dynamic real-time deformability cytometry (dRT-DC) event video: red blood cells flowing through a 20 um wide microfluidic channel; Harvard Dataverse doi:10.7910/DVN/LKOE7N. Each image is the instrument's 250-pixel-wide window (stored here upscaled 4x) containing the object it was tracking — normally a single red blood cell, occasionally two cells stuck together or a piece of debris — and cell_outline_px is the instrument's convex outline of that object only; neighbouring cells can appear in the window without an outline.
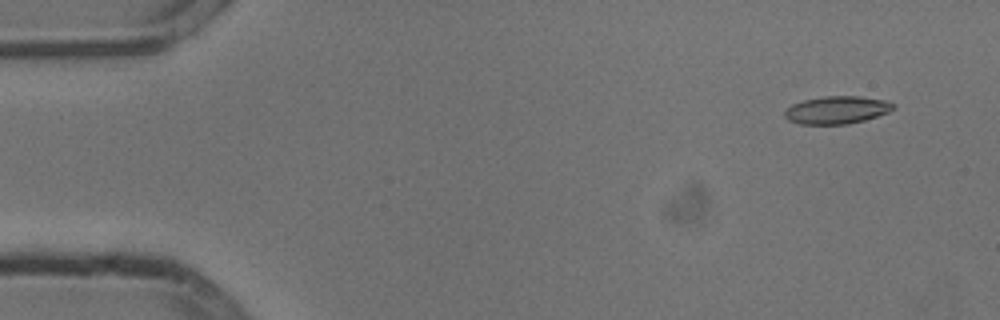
{"species": "common noctule bat (a hibernating species)", "species_latin": "Nyctalus noctula", "temperature_condition": "cold", "stored_images_in_passage": 54, "camera_frame_rate_fps": 3000, "um_per_image_px": 0.085, "animal": {"sex": "male", "body_mass_g": 13.3}, "frame": {"image": 1, "passage_image": 4, "time_ms": 1.0, "image_size_px": [1000, 320], "cell_outline_px": [[896, 108], [888, 112], [864, 120], [848, 124], [800, 124], [788, 120], [784, 116], [784, 112], [792, 104], [804, 100], [824, 96], [860, 96], [884, 100], [892, 104]], "centroid_in_image_um": [71.11, 9.35], "position_along_channel_um": 13.9, "area_um2": 17.4}}
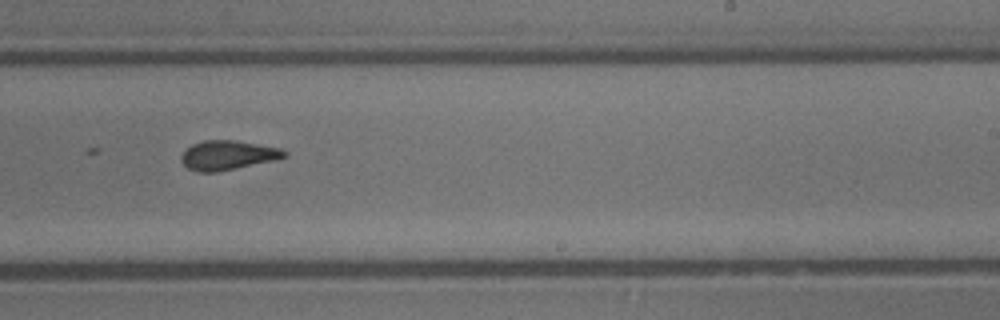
{"frame": {"image": 2, "passage_image": 33, "time_ms": 10.667, "image_size_px": [1000, 320], "cell_outline_px": [[288, 156], [272, 160], [216, 172], [196, 172], [188, 168], [180, 160], [180, 156], [192, 144], [204, 140], [236, 140], [284, 148], [288, 152]], "centroid_in_image_um": [19.38, 13.18], "position_along_channel_um": 269.6, "area_um2": 17.63}}
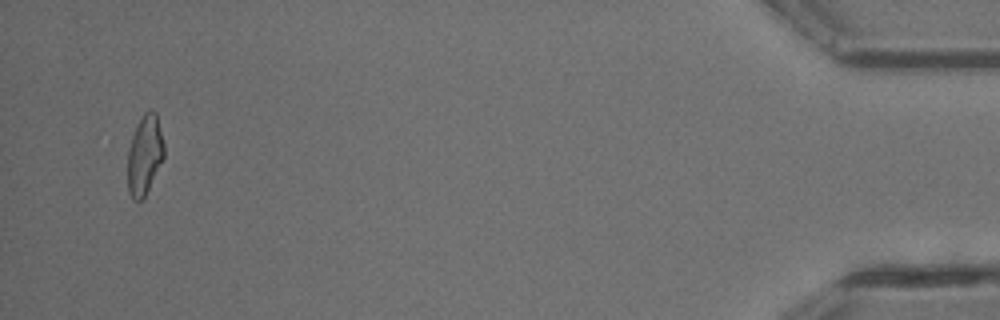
{"frame": {"image": 3, "passage_image": 52, "time_ms": 17.0, "image_size_px": [1000, 320], "cell_outline_px": [[164, 156], [144, 196], [140, 200], [132, 200], [128, 192], [128, 148], [136, 124], [144, 112], [148, 108], [152, 108], [156, 112], [164, 144]], "centroid_in_image_um": [12.28, 13.1], "position_along_channel_um": 422.9, "area_um2": 16.82}}